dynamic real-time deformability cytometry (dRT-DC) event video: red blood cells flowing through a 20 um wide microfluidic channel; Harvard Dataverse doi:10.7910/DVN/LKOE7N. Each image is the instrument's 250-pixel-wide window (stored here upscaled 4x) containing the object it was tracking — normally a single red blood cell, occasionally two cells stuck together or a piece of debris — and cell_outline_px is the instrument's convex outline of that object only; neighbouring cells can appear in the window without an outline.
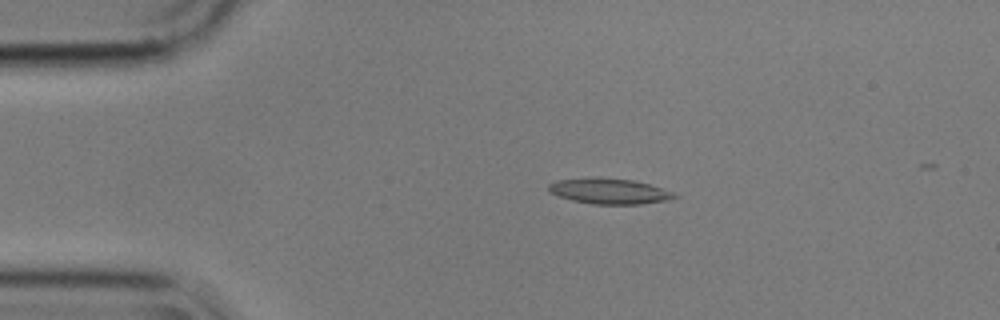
{"species": "common noctule bat (a hibernating species)", "species_latin": "Nyctalus noctula", "temperature_condition": "cold", "stored_images_in_passage": 4, "camera_frame_rate_fps": 3000, "um_per_image_px": 0.085, "animal": {"sex": "male", "body_mass_g": 17.9}, "frame": {"image": 1, "passage_image": 3, "time_ms": 0.667, "image_size_px": [1000, 320], "cell_outline_px": [[680, 196], [668, 200], [640, 204], [592, 204], [572, 200], [548, 192], [548, 184], [556, 180], [596, 176], [636, 180], [672, 192]], "centroid_in_image_um": [51.75, 16.23], "position_along_channel_um": 33.2, "area_um2": 18.96}}